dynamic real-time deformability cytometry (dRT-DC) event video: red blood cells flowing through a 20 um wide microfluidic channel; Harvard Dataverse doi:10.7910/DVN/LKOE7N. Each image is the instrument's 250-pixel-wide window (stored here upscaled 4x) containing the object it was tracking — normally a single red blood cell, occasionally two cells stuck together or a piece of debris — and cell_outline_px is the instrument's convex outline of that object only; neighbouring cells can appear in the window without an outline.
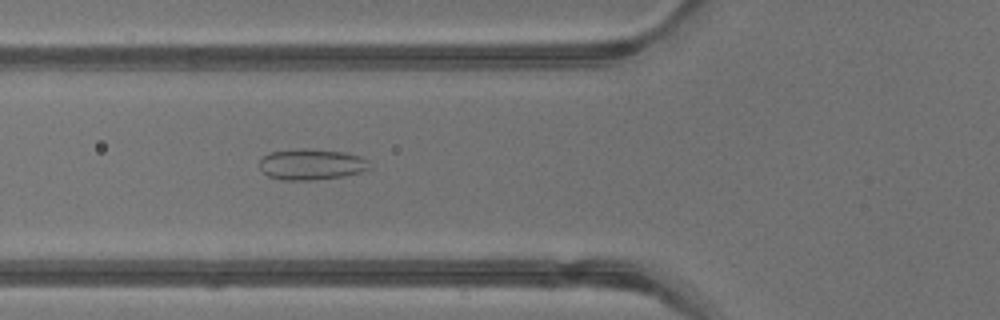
{"species": "common noctule bat (a hibernating species)", "species_latin": "Nyctalus noctula", "temperature_condition": "warm", "stored_images_in_passage": 42, "camera_frame_rate_fps": 3000, "um_per_image_px": 0.085, "animal": {"sex": "male", "body_mass_g": 13.3}, "frame": {"image": 1, "passage_image": 16, "time_ms": 5.0, "image_size_px": [1000, 320], "cell_outline_px": [[372, 168], [364, 172], [344, 176], [312, 180], [280, 180], [268, 176], [260, 168], [260, 156], [268, 152], [296, 148], [308, 148], [344, 152], [360, 156], [368, 160]], "centroid_in_image_um": [26.47, 13.96], "position_along_channel_um": 99.3, "area_um2": 20.35}}
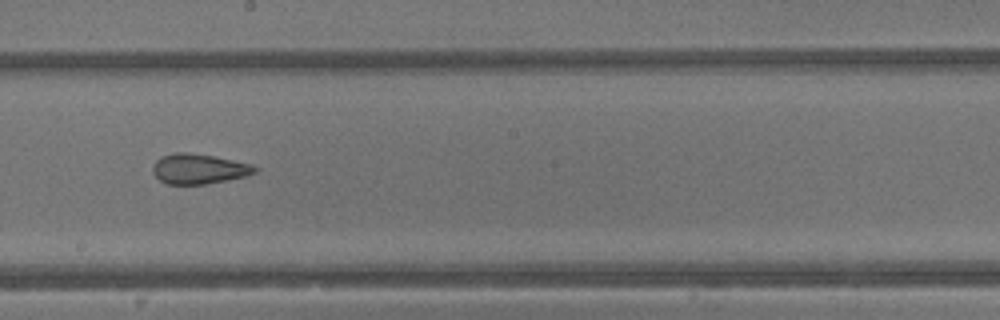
{"frame": {"image": 2, "passage_image": 24, "time_ms": 7.667, "image_size_px": [1000, 320], "cell_outline_px": [[260, 168], [256, 172], [248, 176], [204, 184], [168, 184], [160, 180], [152, 172], [152, 164], [156, 160], [164, 156], [176, 152], [184, 152], [212, 156], [252, 164]], "centroid_in_image_um": [16.92, 14.36], "position_along_channel_um": 231.3, "area_um2": 17.8}}
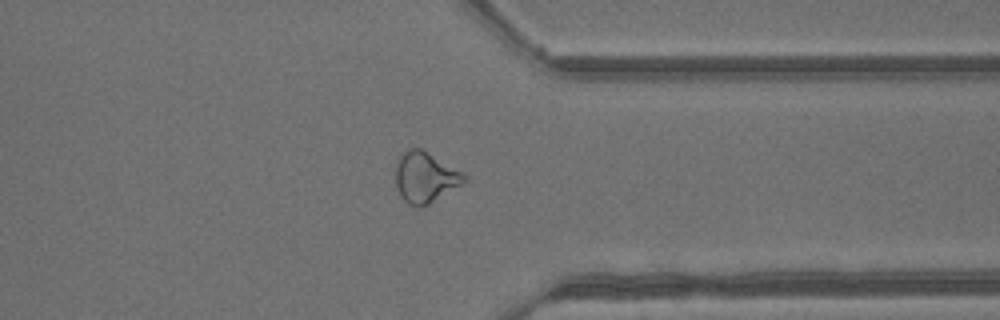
{"frame": {"image": 3, "passage_image": 33, "time_ms": 10.667, "image_size_px": [1000, 320], "cell_outline_px": [[468, 180], [424, 208], [416, 208], [408, 204], [400, 196], [396, 184], [396, 164], [400, 156], [404, 152], [412, 148], [420, 148], [464, 172], [468, 176]], "centroid_in_image_um": [36.17, 15.11], "position_along_channel_um": 375.2, "area_um2": 20.46}, "authors_computed_cell_mechanics": {"area_um2": 21.9351, "velocity_mm_per_s": 4.9372, "shape_relaxation_time_tau1_ms": null, "shape_relaxation_time_tau2_ms": 1.3444, "deformation_change_tau1": null, "deformation_change_tau2": 0.0846}}